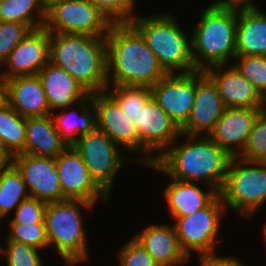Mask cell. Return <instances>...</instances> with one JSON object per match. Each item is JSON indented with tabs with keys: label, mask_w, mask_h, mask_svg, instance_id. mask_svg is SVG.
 I'll use <instances>...</instances> for the list:
<instances>
[{
	"label": "cell",
	"mask_w": 266,
	"mask_h": 266,
	"mask_svg": "<svg viewBox=\"0 0 266 266\" xmlns=\"http://www.w3.org/2000/svg\"><path fill=\"white\" fill-rule=\"evenodd\" d=\"M133 237L148 251L157 265L180 266L189 260L173 225H148Z\"/></svg>",
	"instance_id": "21"
},
{
	"label": "cell",
	"mask_w": 266,
	"mask_h": 266,
	"mask_svg": "<svg viewBox=\"0 0 266 266\" xmlns=\"http://www.w3.org/2000/svg\"><path fill=\"white\" fill-rule=\"evenodd\" d=\"M119 266H157L148 251L132 237L118 251Z\"/></svg>",
	"instance_id": "36"
},
{
	"label": "cell",
	"mask_w": 266,
	"mask_h": 266,
	"mask_svg": "<svg viewBox=\"0 0 266 266\" xmlns=\"http://www.w3.org/2000/svg\"><path fill=\"white\" fill-rule=\"evenodd\" d=\"M58 1H62V0H42V3L45 9H47L50 5Z\"/></svg>",
	"instance_id": "44"
},
{
	"label": "cell",
	"mask_w": 266,
	"mask_h": 266,
	"mask_svg": "<svg viewBox=\"0 0 266 266\" xmlns=\"http://www.w3.org/2000/svg\"><path fill=\"white\" fill-rule=\"evenodd\" d=\"M21 172L12 164L0 171V213L6 217L29 197Z\"/></svg>",
	"instance_id": "29"
},
{
	"label": "cell",
	"mask_w": 266,
	"mask_h": 266,
	"mask_svg": "<svg viewBox=\"0 0 266 266\" xmlns=\"http://www.w3.org/2000/svg\"><path fill=\"white\" fill-rule=\"evenodd\" d=\"M94 205L70 199L46 205L44 222L49 247L54 246L68 266H75L88 258L87 233L80 207L90 209Z\"/></svg>",
	"instance_id": "6"
},
{
	"label": "cell",
	"mask_w": 266,
	"mask_h": 266,
	"mask_svg": "<svg viewBox=\"0 0 266 266\" xmlns=\"http://www.w3.org/2000/svg\"><path fill=\"white\" fill-rule=\"evenodd\" d=\"M106 91L118 102L124 113L137 121L140 108L152 97V90L145 86L111 85ZM110 90V91H109Z\"/></svg>",
	"instance_id": "30"
},
{
	"label": "cell",
	"mask_w": 266,
	"mask_h": 266,
	"mask_svg": "<svg viewBox=\"0 0 266 266\" xmlns=\"http://www.w3.org/2000/svg\"><path fill=\"white\" fill-rule=\"evenodd\" d=\"M225 109L216 84L204 71L197 70L194 104L187 122L181 127V133L203 135L204 132L208 136Z\"/></svg>",
	"instance_id": "16"
},
{
	"label": "cell",
	"mask_w": 266,
	"mask_h": 266,
	"mask_svg": "<svg viewBox=\"0 0 266 266\" xmlns=\"http://www.w3.org/2000/svg\"><path fill=\"white\" fill-rule=\"evenodd\" d=\"M233 66L261 95L266 93V56H235Z\"/></svg>",
	"instance_id": "31"
},
{
	"label": "cell",
	"mask_w": 266,
	"mask_h": 266,
	"mask_svg": "<svg viewBox=\"0 0 266 266\" xmlns=\"http://www.w3.org/2000/svg\"><path fill=\"white\" fill-rule=\"evenodd\" d=\"M181 145H170L155 161L148 165L169 178L201 182L220 193L232 156L209 136L187 135Z\"/></svg>",
	"instance_id": "1"
},
{
	"label": "cell",
	"mask_w": 266,
	"mask_h": 266,
	"mask_svg": "<svg viewBox=\"0 0 266 266\" xmlns=\"http://www.w3.org/2000/svg\"><path fill=\"white\" fill-rule=\"evenodd\" d=\"M167 185L164 196L172 217L188 216L206 207L219 194L214 188H208L204 192L196 182L170 178Z\"/></svg>",
	"instance_id": "25"
},
{
	"label": "cell",
	"mask_w": 266,
	"mask_h": 266,
	"mask_svg": "<svg viewBox=\"0 0 266 266\" xmlns=\"http://www.w3.org/2000/svg\"><path fill=\"white\" fill-rule=\"evenodd\" d=\"M10 106L22 117L51 115L43 89L37 75L16 76L8 79Z\"/></svg>",
	"instance_id": "22"
},
{
	"label": "cell",
	"mask_w": 266,
	"mask_h": 266,
	"mask_svg": "<svg viewBox=\"0 0 266 266\" xmlns=\"http://www.w3.org/2000/svg\"><path fill=\"white\" fill-rule=\"evenodd\" d=\"M96 113V128L127 152L140 154V141L133 120L107 92L91 93ZM131 150V151H130Z\"/></svg>",
	"instance_id": "14"
},
{
	"label": "cell",
	"mask_w": 266,
	"mask_h": 266,
	"mask_svg": "<svg viewBox=\"0 0 266 266\" xmlns=\"http://www.w3.org/2000/svg\"><path fill=\"white\" fill-rule=\"evenodd\" d=\"M13 164V156L0 141V171Z\"/></svg>",
	"instance_id": "42"
},
{
	"label": "cell",
	"mask_w": 266,
	"mask_h": 266,
	"mask_svg": "<svg viewBox=\"0 0 266 266\" xmlns=\"http://www.w3.org/2000/svg\"><path fill=\"white\" fill-rule=\"evenodd\" d=\"M55 161L65 199L83 200L93 204L99 197L106 203L109 201L110 196L92 178L83 158L73 146L67 147Z\"/></svg>",
	"instance_id": "12"
},
{
	"label": "cell",
	"mask_w": 266,
	"mask_h": 266,
	"mask_svg": "<svg viewBox=\"0 0 266 266\" xmlns=\"http://www.w3.org/2000/svg\"><path fill=\"white\" fill-rule=\"evenodd\" d=\"M261 112L266 116V93L262 95Z\"/></svg>",
	"instance_id": "43"
},
{
	"label": "cell",
	"mask_w": 266,
	"mask_h": 266,
	"mask_svg": "<svg viewBox=\"0 0 266 266\" xmlns=\"http://www.w3.org/2000/svg\"><path fill=\"white\" fill-rule=\"evenodd\" d=\"M193 29V63L204 71L214 65H226L236 56L238 10L206 6Z\"/></svg>",
	"instance_id": "4"
},
{
	"label": "cell",
	"mask_w": 266,
	"mask_h": 266,
	"mask_svg": "<svg viewBox=\"0 0 266 266\" xmlns=\"http://www.w3.org/2000/svg\"><path fill=\"white\" fill-rule=\"evenodd\" d=\"M105 41L108 88L110 85L151 88L168 74L130 22L112 23Z\"/></svg>",
	"instance_id": "2"
},
{
	"label": "cell",
	"mask_w": 266,
	"mask_h": 266,
	"mask_svg": "<svg viewBox=\"0 0 266 266\" xmlns=\"http://www.w3.org/2000/svg\"><path fill=\"white\" fill-rule=\"evenodd\" d=\"M49 62L67 71L90 93L108 88L105 37L50 32Z\"/></svg>",
	"instance_id": "3"
},
{
	"label": "cell",
	"mask_w": 266,
	"mask_h": 266,
	"mask_svg": "<svg viewBox=\"0 0 266 266\" xmlns=\"http://www.w3.org/2000/svg\"><path fill=\"white\" fill-rule=\"evenodd\" d=\"M210 6L236 10L258 8L252 0H216Z\"/></svg>",
	"instance_id": "40"
},
{
	"label": "cell",
	"mask_w": 266,
	"mask_h": 266,
	"mask_svg": "<svg viewBox=\"0 0 266 266\" xmlns=\"http://www.w3.org/2000/svg\"><path fill=\"white\" fill-rule=\"evenodd\" d=\"M50 32L45 28L33 29L9 54L1 73L7 80L16 76L37 75L49 62Z\"/></svg>",
	"instance_id": "17"
},
{
	"label": "cell",
	"mask_w": 266,
	"mask_h": 266,
	"mask_svg": "<svg viewBox=\"0 0 266 266\" xmlns=\"http://www.w3.org/2000/svg\"><path fill=\"white\" fill-rule=\"evenodd\" d=\"M216 253H210L197 256L200 266H243L238 258L232 256H217Z\"/></svg>",
	"instance_id": "39"
},
{
	"label": "cell",
	"mask_w": 266,
	"mask_h": 266,
	"mask_svg": "<svg viewBox=\"0 0 266 266\" xmlns=\"http://www.w3.org/2000/svg\"><path fill=\"white\" fill-rule=\"evenodd\" d=\"M50 111L72 107L91 93L63 68L48 62L39 72ZM72 105V106H71Z\"/></svg>",
	"instance_id": "20"
},
{
	"label": "cell",
	"mask_w": 266,
	"mask_h": 266,
	"mask_svg": "<svg viewBox=\"0 0 266 266\" xmlns=\"http://www.w3.org/2000/svg\"><path fill=\"white\" fill-rule=\"evenodd\" d=\"M139 141L140 160L145 166L155 163L156 159L182 136L181 128L151 97L137 113V121H133Z\"/></svg>",
	"instance_id": "11"
},
{
	"label": "cell",
	"mask_w": 266,
	"mask_h": 266,
	"mask_svg": "<svg viewBox=\"0 0 266 266\" xmlns=\"http://www.w3.org/2000/svg\"><path fill=\"white\" fill-rule=\"evenodd\" d=\"M26 118L11 106L0 110V141L12 156L24 153Z\"/></svg>",
	"instance_id": "28"
},
{
	"label": "cell",
	"mask_w": 266,
	"mask_h": 266,
	"mask_svg": "<svg viewBox=\"0 0 266 266\" xmlns=\"http://www.w3.org/2000/svg\"><path fill=\"white\" fill-rule=\"evenodd\" d=\"M1 219H4V216L0 213V221Z\"/></svg>",
	"instance_id": "45"
},
{
	"label": "cell",
	"mask_w": 266,
	"mask_h": 266,
	"mask_svg": "<svg viewBox=\"0 0 266 266\" xmlns=\"http://www.w3.org/2000/svg\"><path fill=\"white\" fill-rule=\"evenodd\" d=\"M225 208L218 194L206 207L188 216L172 217L180 245L189 258L192 251L198 256L216 252V243L220 242L217 238L220 219L225 216Z\"/></svg>",
	"instance_id": "8"
},
{
	"label": "cell",
	"mask_w": 266,
	"mask_h": 266,
	"mask_svg": "<svg viewBox=\"0 0 266 266\" xmlns=\"http://www.w3.org/2000/svg\"><path fill=\"white\" fill-rule=\"evenodd\" d=\"M227 68L225 69L224 64L210 66L204 70L216 84L226 108L261 109L260 92L233 65Z\"/></svg>",
	"instance_id": "19"
},
{
	"label": "cell",
	"mask_w": 266,
	"mask_h": 266,
	"mask_svg": "<svg viewBox=\"0 0 266 266\" xmlns=\"http://www.w3.org/2000/svg\"><path fill=\"white\" fill-rule=\"evenodd\" d=\"M6 246L1 252L6 254V266H43L40 250L21 242L5 238Z\"/></svg>",
	"instance_id": "34"
},
{
	"label": "cell",
	"mask_w": 266,
	"mask_h": 266,
	"mask_svg": "<svg viewBox=\"0 0 266 266\" xmlns=\"http://www.w3.org/2000/svg\"><path fill=\"white\" fill-rule=\"evenodd\" d=\"M130 23L144 37L168 74L197 71L193 63L191 36H186L174 15H134Z\"/></svg>",
	"instance_id": "5"
},
{
	"label": "cell",
	"mask_w": 266,
	"mask_h": 266,
	"mask_svg": "<svg viewBox=\"0 0 266 266\" xmlns=\"http://www.w3.org/2000/svg\"><path fill=\"white\" fill-rule=\"evenodd\" d=\"M33 30L21 22H0V65H3L10 52Z\"/></svg>",
	"instance_id": "35"
},
{
	"label": "cell",
	"mask_w": 266,
	"mask_h": 266,
	"mask_svg": "<svg viewBox=\"0 0 266 266\" xmlns=\"http://www.w3.org/2000/svg\"><path fill=\"white\" fill-rule=\"evenodd\" d=\"M13 164L21 172L29 196L45 203L66 200L61 191L55 158L20 153Z\"/></svg>",
	"instance_id": "15"
},
{
	"label": "cell",
	"mask_w": 266,
	"mask_h": 266,
	"mask_svg": "<svg viewBox=\"0 0 266 266\" xmlns=\"http://www.w3.org/2000/svg\"><path fill=\"white\" fill-rule=\"evenodd\" d=\"M47 203L28 197L15 210V217L9 223L36 224L45 223L44 215Z\"/></svg>",
	"instance_id": "38"
},
{
	"label": "cell",
	"mask_w": 266,
	"mask_h": 266,
	"mask_svg": "<svg viewBox=\"0 0 266 266\" xmlns=\"http://www.w3.org/2000/svg\"><path fill=\"white\" fill-rule=\"evenodd\" d=\"M219 194L225 207L238 211L244 218H253L254 212L266 202V162L232 157Z\"/></svg>",
	"instance_id": "7"
},
{
	"label": "cell",
	"mask_w": 266,
	"mask_h": 266,
	"mask_svg": "<svg viewBox=\"0 0 266 266\" xmlns=\"http://www.w3.org/2000/svg\"><path fill=\"white\" fill-rule=\"evenodd\" d=\"M261 109L226 108L208 135L232 157L244 149Z\"/></svg>",
	"instance_id": "18"
},
{
	"label": "cell",
	"mask_w": 266,
	"mask_h": 266,
	"mask_svg": "<svg viewBox=\"0 0 266 266\" xmlns=\"http://www.w3.org/2000/svg\"><path fill=\"white\" fill-rule=\"evenodd\" d=\"M113 23L130 22L134 16L135 0H87ZM133 13V15H132Z\"/></svg>",
	"instance_id": "37"
},
{
	"label": "cell",
	"mask_w": 266,
	"mask_h": 266,
	"mask_svg": "<svg viewBox=\"0 0 266 266\" xmlns=\"http://www.w3.org/2000/svg\"><path fill=\"white\" fill-rule=\"evenodd\" d=\"M251 162H266V116L260 112L243 151L238 155Z\"/></svg>",
	"instance_id": "32"
},
{
	"label": "cell",
	"mask_w": 266,
	"mask_h": 266,
	"mask_svg": "<svg viewBox=\"0 0 266 266\" xmlns=\"http://www.w3.org/2000/svg\"><path fill=\"white\" fill-rule=\"evenodd\" d=\"M113 22L87 0H62L46 9L49 32L106 37Z\"/></svg>",
	"instance_id": "9"
},
{
	"label": "cell",
	"mask_w": 266,
	"mask_h": 266,
	"mask_svg": "<svg viewBox=\"0 0 266 266\" xmlns=\"http://www.w3.org/2000/svg\"><path fill=\"white\" fill-rule=\"evenodd\" d=\"M10 229L6 238L21 242L37 249L46 250L49 247L45 223L20 224L9 223Z\"/></svg>",
	"instance_id": "33"
},
{
	"label": "cell",
	"mask_w": 266,
	"mask_h": 266,
	"mask_svg": "<svg viewBox=\"0 0 266 266\" xmlns=\"http://www.w3.org/2000/svg\"><path fill=\"white\" fill-rule=\"evenodd\" d=\"M116 146L118 147L98 128L81 135L73 145L83 158L92 178L109 196L118 171L131 160L125 157Z\"/></svg>",
	"instance_id": "10"
},
{
	"label": "cell",
	"mask_w": 266,
	"mask_h": 266,
	"mask_svg": "<svg viewBox=\"0 0 266 266\" xmlns=\"http://www.w3.org/2000/svg\"><path fill=\"white\" fill-rule=\"evenodd\" d=\"M45 20L42 0H0V22H21L37 29L44 27Z\"/></svg>",
	"instance_id": "27"
},
{
	"label": "cell",
	"mask_w": 266,
	"mask_h": 266,
	"mask_svg": "<svg viewBox=\"0 0 266 266\" xmlns=\"http://www.w3.org/2000/svg\"><path fill=\"white\" fill-rule=\"evenodd\" d=\"M67 147L56 130L52 115L26 118L25 154L56 158Z\"/></svg>",
	"instance_id": "23"
},
{
	"label": "cell",
	"mask_w": 266,
	"mask_h": 266,
	"mask_svg": "<svg viewBox=\"0 0 266 266\" xmlns=\"http://www.w3.org/2000/svg\"><path fill=\"white\" fill-rule=\"evenodd\" d=\"M10 106V89L8 80L0 75V110Z\"/></svg>",
	"instance_id": "41"
},
{
	"label": "cell",
	"mask_w": 266,
	"mask_h": 266,
	"mask_svg": "<svg viewBox=\"0 0 266 266\" xmlns=\"http://www.w3.org/2000/svg\"><path fill=\"white\" fill-rule=\"evenodd\" d=\"M264 237H265V241H266V229H264Z\"/></svg>",
	"instance_id": "46"
},
{
	"label": "cell",
	"mask_w": 266,
	"mask_h": 266,
	"mask_svg": "<svg viewBox=\"0 0 266 266\" xmlns=\"http://www.w3.org/2000/svg\"><path fill=\"white\" fill-rule=\"evenodd\" d=\"M151 90L159 106L181 128L187 122L194 104L196 71L167 74Z\"/></svg>",
	"instance_id": "13"
},
{
	"label": "cell",
	"mask_w": 266,
	"mask_h": 266,
	"mask_svg": "<svg viewBox=\"0 0 266 266\" xmlns=\"http://www.w3.org/2000/svg\"><path fill=\"white\" fill-rule=\"evenodd\" d=\"M76 106H79L77 112L75 110L69 112L67 109L70 107H67L63 108L66 111L62 110L61 114H51L56 130L68 147L73 146L81 135L87 134L96 128V113L91 94Z\"/></svg>",
	"instance_id": "26"
},
{
	"label": "cell",
	"mask_w": 266,
	"mask_h": 266,
	"mask_svg": "<svg viewBox=\"0 0 266 266\" xmlns=\"http://www.w3.org/2000/svg\"><path fill=\"white\" fill-rule=\"evenodd\" d=\"M266 56V12L238 10L236 56Z\"/></svg>",
	"instance_id": "24"
}]
</instances>
